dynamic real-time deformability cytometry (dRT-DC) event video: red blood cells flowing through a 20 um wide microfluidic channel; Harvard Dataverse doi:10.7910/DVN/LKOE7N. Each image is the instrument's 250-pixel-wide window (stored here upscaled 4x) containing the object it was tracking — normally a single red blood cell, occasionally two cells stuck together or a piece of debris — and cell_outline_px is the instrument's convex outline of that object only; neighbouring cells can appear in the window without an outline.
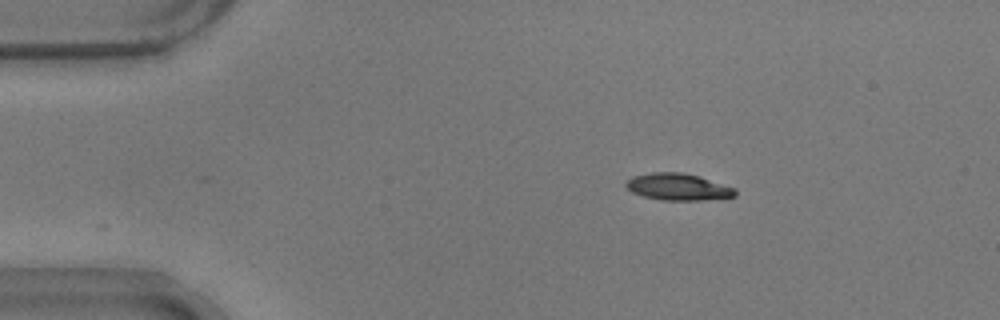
{"species": "common noctule bat (a hibernating species)", "species_latin": "Nyctalus noctula", "temperature_condition": "warm", "stored_images_in_passage": 8, "camera_frame_rate_fps": 3000, "um_per_image_px": 0.085, "animal": {"sex": "male", "body_mass_g": 17.9}, "frame": {"image": 1, "passage_image": 1, "time_ms": 0.0, "image_size_px": [1000, 320], "cell_outline_px": [[736, 196], [724, 200], [660, 200], [644, 196], [632, 192], [624, 184], [632, 176], [652, 172], [680, 172], [700, 176], [736, 188]], "centroid_in_image_um": [57.71, 15.9], "position_along_channel_um": 27.3, "area_um2": 17.4}}